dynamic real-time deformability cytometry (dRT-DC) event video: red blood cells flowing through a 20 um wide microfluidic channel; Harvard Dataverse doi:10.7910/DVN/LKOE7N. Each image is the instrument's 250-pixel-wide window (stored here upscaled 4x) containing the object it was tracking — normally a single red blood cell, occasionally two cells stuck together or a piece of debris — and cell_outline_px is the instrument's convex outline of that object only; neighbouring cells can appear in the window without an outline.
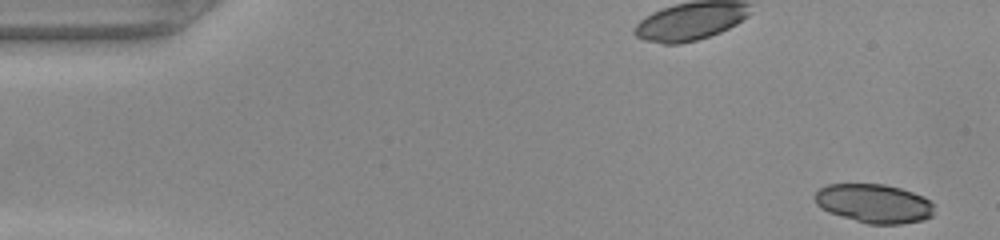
{"species": "common noctule bat (a hibernating species)", "species_latin": "Nyctalus noctula", "temperature_condition": "warm", "stored_images_in_passage": 48, "camera_frame_rate_fps": 3000, "um_per_image_px": 0.085, "animal": {"sex": "female", "body_mass_g": 22.0, "forearm_length_mm": 56.7}, "frame": {"image": 1, "passage_image": 1, "time_ms": 0.0, "image_size_px": [1000, 240], "cell_outline_px": [[932, 216], [924, 220], [900, 224], [868, 224], [828, 212], [820, 208], [816, 204], [812, 196], [820, 188], [828, 184], [884, 184], [900, 188], [924, 196], [932, 200]], "centroid_in_image_um": [74.27, 17.29], "position_along_channel_um": 10.7, "area_um2": 27.22}}
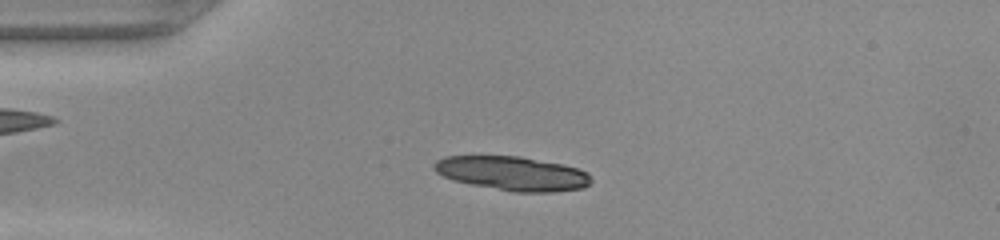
{"frame": {"image": 2, "passage_image": 11, "time_ms": 3.333, "image_size_px": [1000, 240], "cell_outline_px": [[592, 180], [584, 188], [552, 192], [512, 192], [452, 180], [436, 172], [432, 168], [432, 164], [436, 160], [444, 156], [520, 156], [560, 164], [576, 168], [588, 172]], "centroid_in_image_um": [43.53, 14.74], "position_along_channel_um": 41.5, "area_um2": 31.21}}